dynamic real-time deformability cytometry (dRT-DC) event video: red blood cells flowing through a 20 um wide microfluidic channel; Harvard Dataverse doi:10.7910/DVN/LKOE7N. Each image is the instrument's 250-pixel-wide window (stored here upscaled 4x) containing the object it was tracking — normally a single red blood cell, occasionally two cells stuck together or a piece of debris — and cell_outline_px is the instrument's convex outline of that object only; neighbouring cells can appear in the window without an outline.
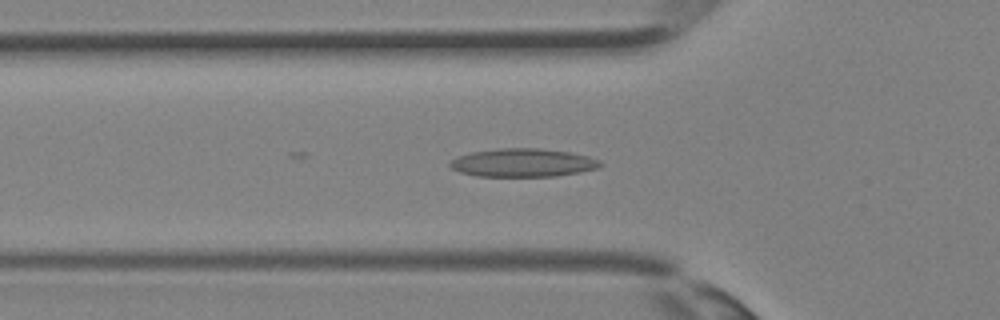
{"species": "Egyptian fruit bat (a non-hibernating species)", "species_latin": "Rousettus aegyptiacus", "temperature_condition": "room temperature", "stored_images_in_passage": 25, "camera_frame_rate_fps": 3000, "um_per_image_px": 0.085, "animal": {"sex": "female"}, "frame": {"image": 1, "passage_image": 2, "time_ms": 0.333, "image_size_px": [1000, 320], "cell_outline_px": [[604, 164], [600, 168], [580, 172], [556, 176], [476, 176], [460, 172], [452, 168], [448, 164], [456, 156], [472, 152], [500, 148], [540, 148], [572, 152], [588, 156], [600, 160]], "centroid_in_image_um": [44.49, 13.83], "position_along_channel_um": 81.3, "area_um2": 24.97}}
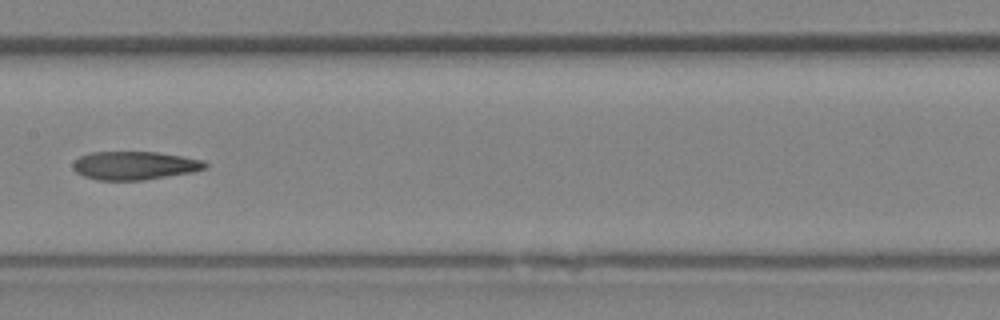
{"frame": {"image": 2, "passage_image": 8, "time_ms": 2.333, "image_size_px": [1000, 320], "cell_outline_px": [[208, 168], [192, 172], [144, 180], [96, 180], [84, 176], [76, 172], [72, 168], [72, 164], [80, 156], [92, 152], [156, 152], [204, 160], [208, 164]], "centroid_in_image_um": [11.45, 14.07], "position_along_channel_um": 196.0, "area_um2": 21.85}}
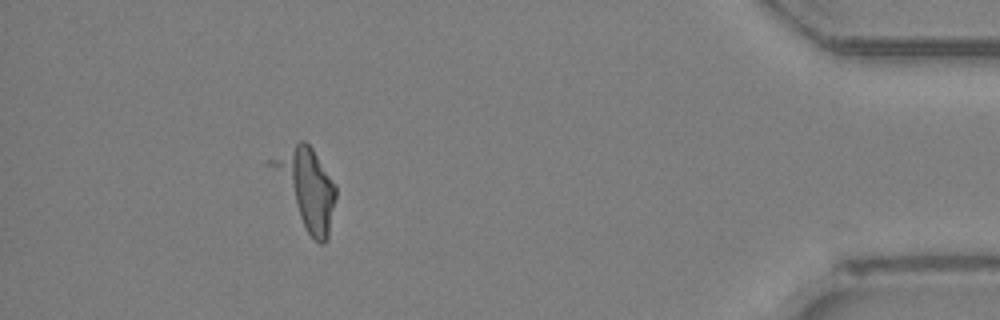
{"frame": {"image": 3, "passage_image": 22, "time_ms": 7.0, "image_size_px": [1000, 320], "cell_outline_px": [[336, 196], [328, 240], [324, 244], [320, 244], [308, 232], [264, 164], [264, 160], [300, 140], [304, 140], [312, 148], [336, 184]], "centroid_in_image_um": [25.97, 15.9], "position_along_channel_um": 409.2, "area_um2": 30.06}}